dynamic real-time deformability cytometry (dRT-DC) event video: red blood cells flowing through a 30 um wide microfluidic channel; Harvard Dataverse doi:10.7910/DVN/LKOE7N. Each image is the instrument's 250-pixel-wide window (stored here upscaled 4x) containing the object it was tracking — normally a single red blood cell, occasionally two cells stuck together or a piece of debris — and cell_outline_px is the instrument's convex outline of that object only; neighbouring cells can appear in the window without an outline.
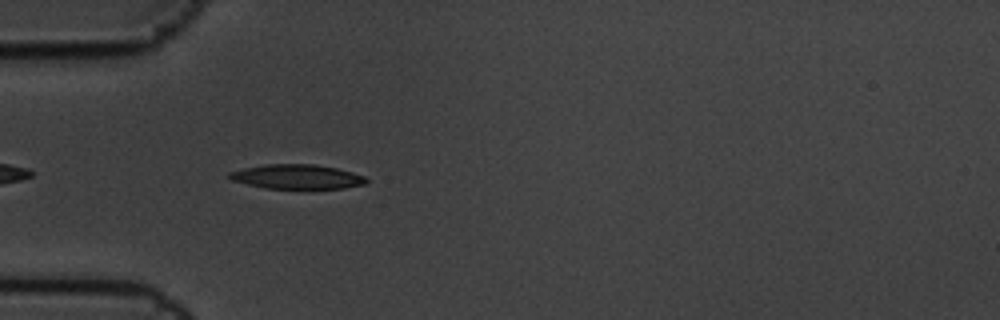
{"species": "common noctule bat (a hibernating species)", "species_latin": "Nyctalus noctula", "temperature_condition": "cold", "stored_images_in_passage": 5, "camera_frame_rate_fps": 3000, "um_per_image_px": 0.085, "animal": {"sex": "male", "body_mass_g": 19.5, "forearm_length_mm": 54.6}, "frame": {"image": 1, "passage_image": 5, "time_ms": 1.333, "image_size_px": [1000, 320], "cell_outline_px": [[368, 180], [364, 184], [344, 188], [264, 188], [232, 180], [228, 176], [228, 172], [244, 168], [264, 164], [316, 164], [336, 168], [352, 172], [364, 176]], "centroid_in_image_um": [25.23, 15.01], "position_along_channel_um": 59.8, "area_um2": 19.36}}